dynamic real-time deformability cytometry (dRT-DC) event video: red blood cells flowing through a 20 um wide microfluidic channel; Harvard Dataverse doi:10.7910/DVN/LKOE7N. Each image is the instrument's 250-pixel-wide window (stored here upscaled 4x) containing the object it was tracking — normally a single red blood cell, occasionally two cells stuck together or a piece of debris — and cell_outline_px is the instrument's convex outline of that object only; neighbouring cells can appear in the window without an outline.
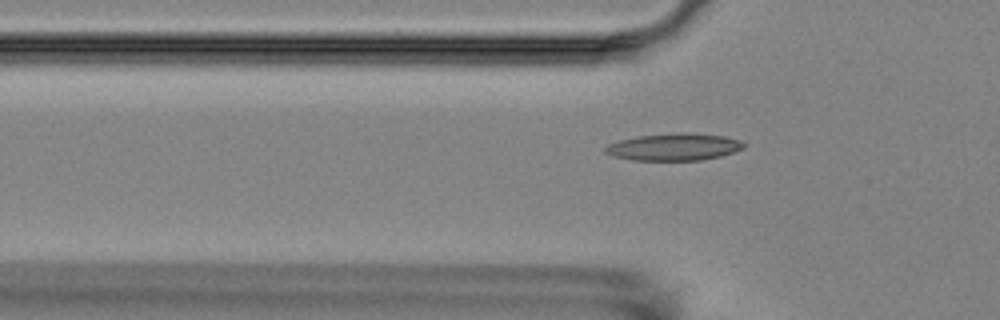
{"species": "Egyptian fruit bat (a non-hibernating species)", "species_latin": "Rousettus aegyptiacus", "temperature_condition": "room temperature", "stored_images_in_passage": 5, "camera_frame_rate_fps": 3000, "um_per_image_px": 0.085, "animal": {"sex": "female"}, "frame": {"image": 1, "passage_image": 5, "time_ms": 6.0, "image_size_px": [1000, 320], "cell_outline_px": [[744, 148], [720, 156], [700, 160], [632, 160], [612, 156], [604, 152], [604, 148], [608, 144], [620, 140], [640, 136], [680, 132], [688, 132], [724, 136], [740, 140], [744, 144]], "centroid_in_image_um": [57.27, 12.49], "position_along_channel_um": 68.5, "area_um2": 21.79}}